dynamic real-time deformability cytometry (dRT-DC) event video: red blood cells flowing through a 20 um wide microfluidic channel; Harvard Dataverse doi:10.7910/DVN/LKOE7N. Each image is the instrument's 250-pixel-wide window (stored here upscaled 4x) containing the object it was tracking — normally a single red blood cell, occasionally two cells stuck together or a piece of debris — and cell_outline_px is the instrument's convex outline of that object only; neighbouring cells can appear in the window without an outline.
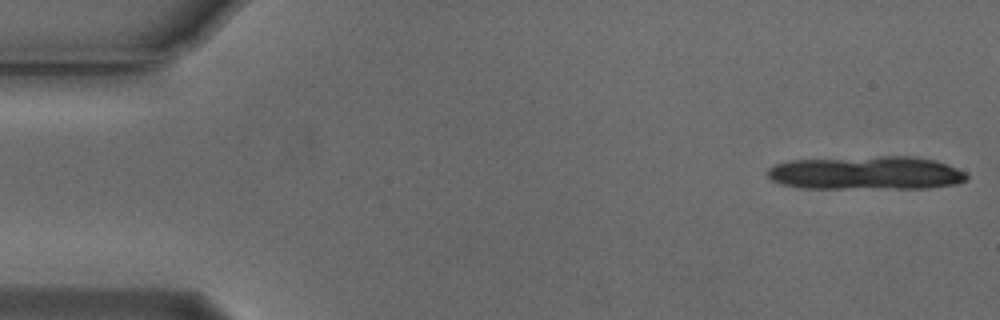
{"species": "Egyptian fruit bat (a non-hibernating species)", "species_latin": "Rousettus aegyptiacus", "temperature_condition": "cold", "stored_images_in_passage": 11, "camera_frame_rate_fps": 3000, "um_per_image_px": 0.085, "animal": {"sex": "male"}, "frame": {"image": 1, "passage_image": 1, "time_ms": 0.0, "image_size_px": [1000, 320], "cell_outline_px": [[968, 176], [964, 180], [956, 184], [928, 188], [804, 188], [780, 184], [772, 180], [768, 176], [768, 168], [776, 164], [792, 160], [880, 156], [912, 156], [936, 160], [948, 164], [964, 172]], "centroid_in_image_um": [73.64, 14.7], "position_along_channel_um": 11.4, "area_um2": 38.9}}